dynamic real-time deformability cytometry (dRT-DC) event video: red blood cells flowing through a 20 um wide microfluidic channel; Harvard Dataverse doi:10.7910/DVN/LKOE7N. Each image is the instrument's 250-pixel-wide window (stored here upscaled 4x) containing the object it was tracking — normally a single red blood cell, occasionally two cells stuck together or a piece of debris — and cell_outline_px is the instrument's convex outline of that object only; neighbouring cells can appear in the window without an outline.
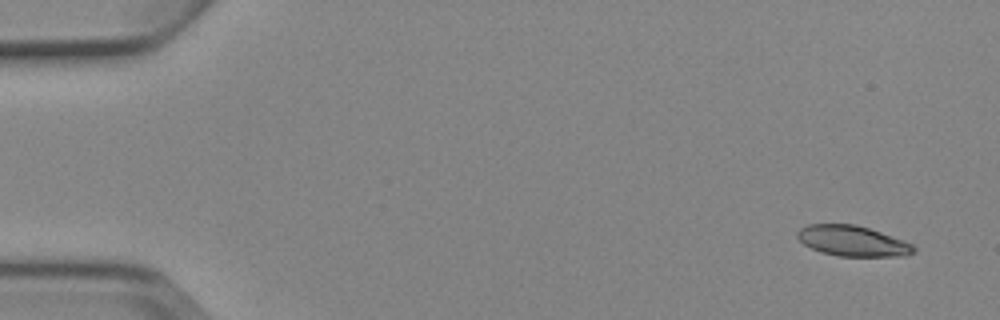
{"species": "Egyptian fruit bat (a non-hibernating species)", "species_latin": "Rousettus aegyptiacus", "temperature_condition": "cold", "stored_images_in_passage": 6, "camera_frame_rate_fps": 3000, "um_per_image_px": 0.085, "animal": {"sex": "female"}, "frame": {"image": 1, "passage_image": 1, "time_ms": 0.0, "image_size_px": [1000, 320], "cell_outline_px": [[916, 248], [912, 252], [904, 256], [840, 256], [820, 252], [804, 244], [796, 236], [796, 232], [800, 228], [808, 224], [856, 224], [904, 240], [912, 244]], "centroid_in_image_um": [72.44, 20.47], "position_along_channel_um": 12.6, "area_um2": 20.58}}
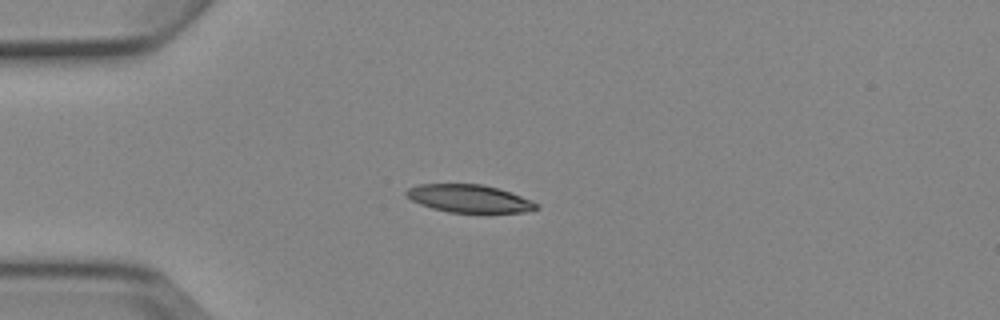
{"frame": {"image": 2, "passage_image": 4, "time_ms": 3.667, "image_size_px": [1000, 320], "cell_outline_px": [[540, 208], [524, 212], [448, 212], [432, 208], [420, 204], [412, 200], [404, 192], [408, 188], [416, 184], [484, 184], [532, 200], [540, 204]], "centroid_in_image_um": [39.87, 16.87], "position_along_channel_um": 45.1, "area_um2": 20.92}}
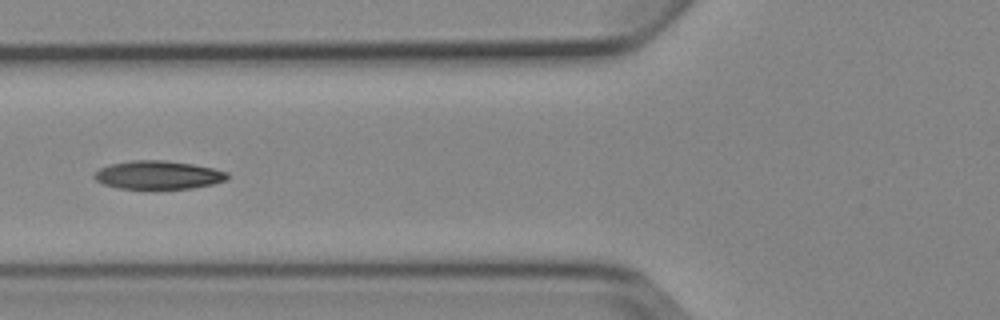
{"frame": {"image": 3, "passage_image": 6, "time_ms": 6.0, "image_size_px": [1000, 320], "cell_outline_px": [[228, 180], [212, 184], [192, 188], [120, 188], [104, 184], [96, 180], [92, 176], [100, 168], [108, 164], [132, 160], [164, 160], [192, 164], [212, 168], [228, 172]], "centroid_in_image_um": [13.44, 14.86], "position_along_channel_um": 112.4, "area_um2": 21.85}}